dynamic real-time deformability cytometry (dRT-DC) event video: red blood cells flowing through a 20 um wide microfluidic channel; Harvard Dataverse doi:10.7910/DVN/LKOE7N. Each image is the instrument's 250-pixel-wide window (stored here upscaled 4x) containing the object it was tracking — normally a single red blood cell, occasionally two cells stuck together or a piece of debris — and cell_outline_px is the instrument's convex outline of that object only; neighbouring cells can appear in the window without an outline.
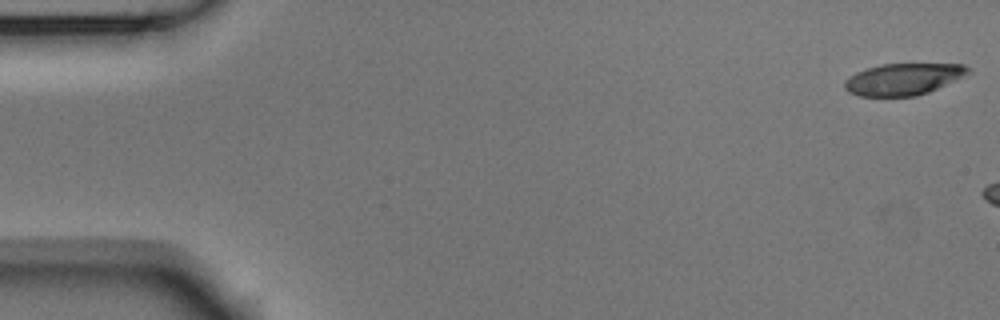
{"species": "Egyptian fruit bat (a non-hibernating species)", "species_latin": "Rousettus aegyptiacus", "temperature_condition": "room temperature", "stored_images_in_passage": 7, "camera_frame_rate_fps": 3000, "um_per_image_px": 0.085, "animal": {"sex": "male"}, "frame": {"image": 1, "passage_image": 1, "time_ms": 0.0, "image_size_px": [1000, 320], "cell_outline_px": [[972, 72], [956, 80], [928, 92], [916, 96], [860, 96], [848, 92], [844, 88], [844, 80], [848, 76], [856, 72], [880, 64], [964, 64], [972, 68]], "centroid_in_image_um": [76.79, 6.72], "position_along_channel_um": 8.2, "area_um2": 22.95}}